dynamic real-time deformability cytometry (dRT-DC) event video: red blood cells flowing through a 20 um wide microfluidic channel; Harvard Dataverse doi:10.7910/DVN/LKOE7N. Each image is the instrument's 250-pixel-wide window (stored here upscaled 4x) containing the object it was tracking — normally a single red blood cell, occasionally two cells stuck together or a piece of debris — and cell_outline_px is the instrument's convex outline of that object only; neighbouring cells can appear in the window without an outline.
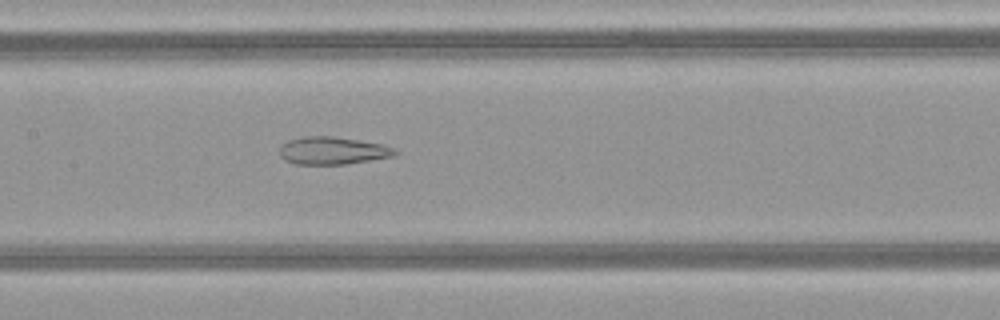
{"species": "common noctule bat (a hibernating species)", "species_latin": "Nyctalus noctula", "temperature_condition": "warm", "stored_images_in_passage": 39, "camera_frame_rate_fps": 3000, "um_per_image_px": 0.085, "animal": {"sex": "female", "body_mass_g": 21.9}, "frame": {"image": 1, "passage_image": 14, "time_ms": 4.333, "image_size_px": [1000, 320], "cell_outline_px": [[400, 152], [396, 156], [348, 164], [292, 164], [284, 160], [280, 156], [280, 148], [288, 140], [304, 136], [332, 136], [384, 144], [396, 148]], "centroid_in_image_um": [28.33, 12.81], "position_along_channel_um": 179.1, "area_um2": 18.84}}
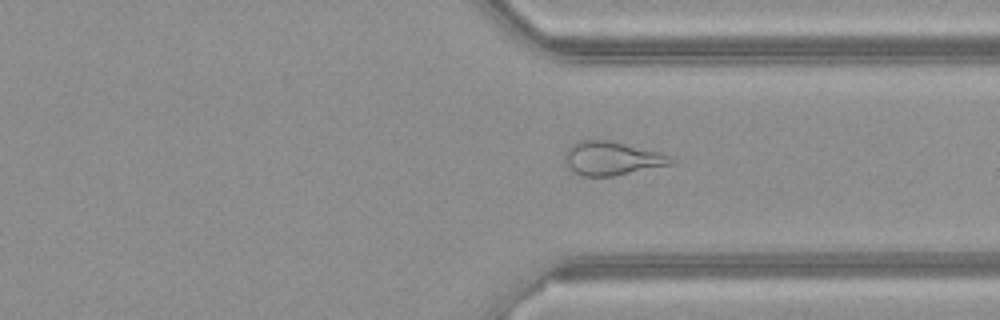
{"frame": {"image": 2, "passage_image": 27, "time_ms": 8.667, "image_size_px": [1000, 320], "cell_outline_px": [[676, 160], [672, 164], [612, 176], [584, 176], [572, 172], [564, 164], [564, 152], [572, 144], [580, 140], [612, 140], [660, 152], [672, 156]], "centroid_in_image_um": [51.98, 13.45], "position_along_channel_um": 359.4, "area_um2": 21.1}}
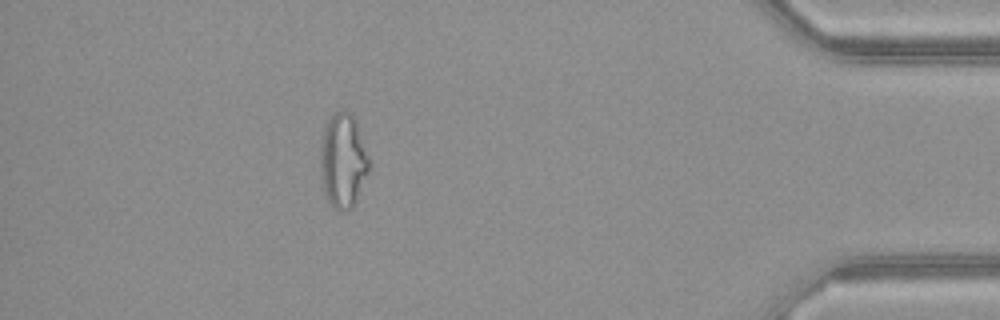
{"frame": {"image": 3, "passage_image": 34, "time_ms": 11.0, "image_size_px": [1000, 320], "cell_outline_px": [[368, 172], [356, 200], [352, 208], [344, 212], [340, 212], [328, 200], [324, 188], [320, 168], [320, 140], [324, 128], [328, 120], [336, 112], [344, 108], [352, 112], [356, 120], [368, 156]], "centroid_in_image_um": [29.14, 13.61], "position_along_channel_um": 406.1, "area_um2": 26.7}, "authors_computed_cell_mechanics": {"area_um2": 22.4264, "velocity_mm_per_s": 4.1665, "shape_relaxation_time_tau1_ms": null, "shape_relaxation_time_tau2_ms": 1.8871, "deformation_change_tau1": null, "deformation_change_tau2": 0.1245}}